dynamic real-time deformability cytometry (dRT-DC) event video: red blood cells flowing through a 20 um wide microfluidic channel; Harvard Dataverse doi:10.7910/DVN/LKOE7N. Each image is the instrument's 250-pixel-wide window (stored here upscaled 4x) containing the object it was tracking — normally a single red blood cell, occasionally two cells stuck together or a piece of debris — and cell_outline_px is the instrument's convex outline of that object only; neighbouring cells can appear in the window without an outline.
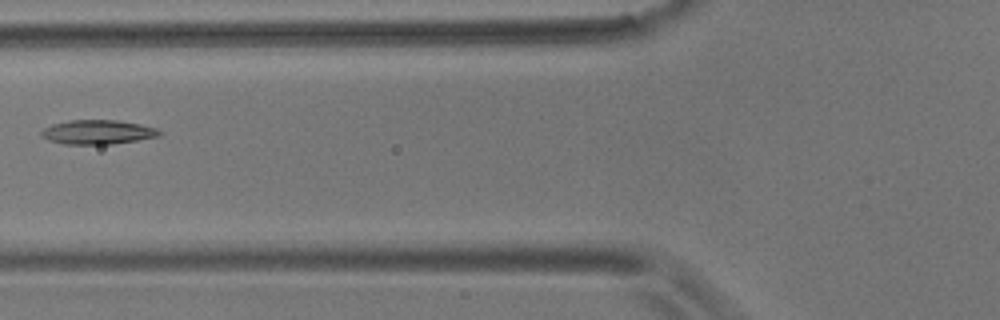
{"species": "common noctule bat (a hibernating species)", "species_latin": "Nyctalus noctula", "temperature_condition": "room temperature", "stored_images_in_passage": 12, "camera_frame_rate_fps": 3000, "um_per_image_px": 0.085, "animal": {"sex": "male", "body_mass_g": 17.9}, "frame": {"image": 1, "passage_image": 3, "time_ms": 3.333, "image_size_px": [1000, 320], "cell_outline_px": [[164, 132], [160, 136], [112, 144], [64, 144], [48, 140], [40, 136], [40, 132], [44, 128], [52, 124], [68, 120], [116, 120], [140, 124], [156, 128]], "centroid_in_image_um": [8.29, 11.22], "position_along_channel_um": 117.5, "area_um2": 16.76}}
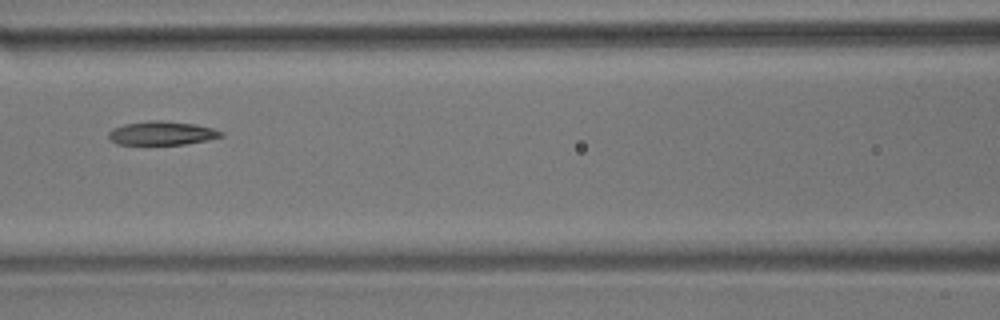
{"frame": {"image": 2, "passage_image": 4, "time_ms": 4.333, "image_size_px": [1000, 320], "cell_outline_px": [[224, 136], [208, 140], [184, 144], [116, 144], [108, 136], [108, 132], [112, 128], [124, 124], [152, 120], [160, 120], [196, 124], [212, 128], [224, 132]], "centroid_in_image_um": [13.77, 11.31], "position_along_channel_um": 152.8, "area_um2": 15.55}}
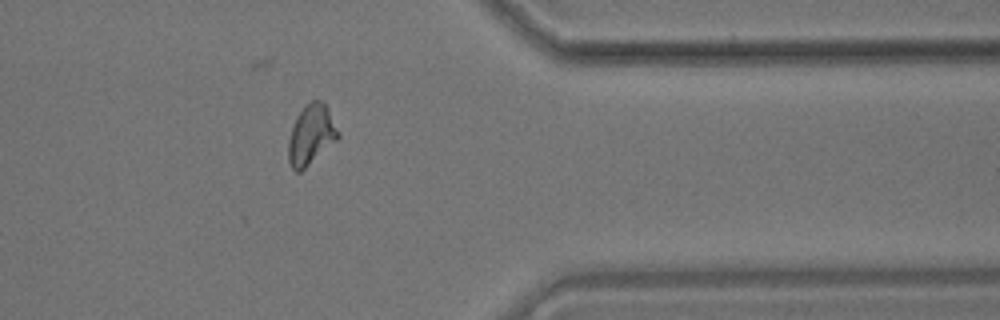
{"frame": {"image": 3, "passage_image": 10, "time_ms": 11.333, "image_size_px": [1000, 320], "cell_outline_px": [[340, 136], [336, 140], [300, 172], [296, 172], [292, 168], [288, 160], [288, 140], [292, 128], [300, 112], [312, 100], [320, 100], [328, 108], [340, 132]], "centroid_in_image_um": [26.45, 11.47], "position_along_channel_um": 384.9, "area_um2": 16.99}}